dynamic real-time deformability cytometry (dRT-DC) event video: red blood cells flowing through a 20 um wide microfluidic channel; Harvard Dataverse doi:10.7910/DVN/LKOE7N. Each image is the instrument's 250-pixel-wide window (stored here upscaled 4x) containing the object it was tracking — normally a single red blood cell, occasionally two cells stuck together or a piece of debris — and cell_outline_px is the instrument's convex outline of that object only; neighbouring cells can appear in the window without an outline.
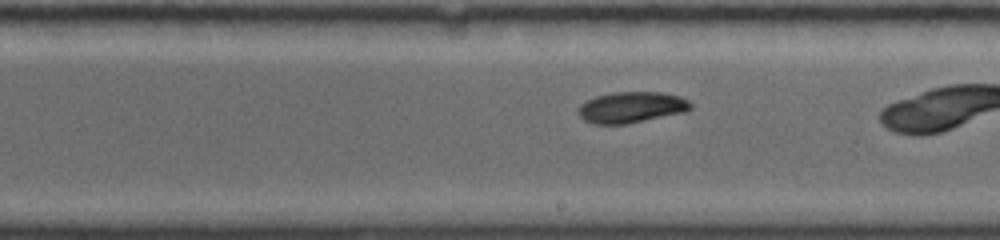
{"species": "common noctule bat (a hibernating species)", "species_latin": "Nyctalus noctula", "temperature_condition": "room temperature", "stored_images_in_passage": 29, "camera_frame_rate_fps": 4000, "um_per_image_px": 0.085, "animal": {"sex": "female", "body_mass_g": 19.0, "forearm_length_mm": 56.7}, "frame": {"image": 1, "passage_image": 13, "time_ms": 4.75, "image_size_px": [1000, 240], "cell_outline_px": [[692, 108], [688, 112], [628, 124], [592, 124], [584, 120], [576, 112], [576, 108], [580, 104], [596, 96], [612, 92], [664, 92], [680, 96], [688, 100], [692, 104]], "centroid_in_image_um": [53.69, 9.13], "position_along_channel_um": 235.3, "area_um2": 20.81}}
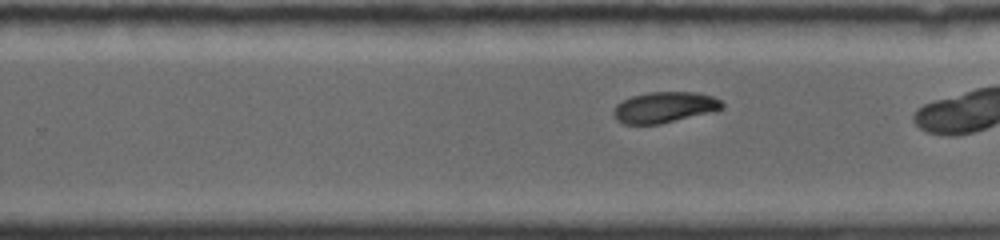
{"frame": {"image": 2, "passage_image": 17, "time_ms": 5.75, "image_size_px": [1000, 240], "cell_outline_px": [[724, 108], [716, 112], [660, 124], [624, 124], [616, 120], [612, 112], [616, 104], [632, 96], [648, 92], [696, 92], [712, 96], [720, 100], [724, 104]], "centroid_in_image_um": [56.51, 9.13], "position_along_channel_um": 273.3, "area_um2": 19.83}}
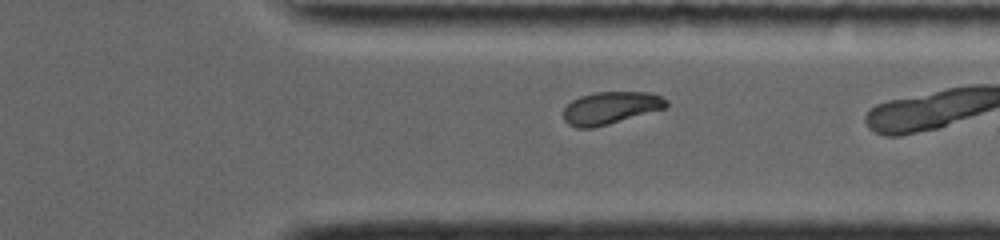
{"frame": {"image": 3, "passage_image": 25, "time_ms": 8.0, "image_size_px": [1000, 240], "cell_outline_px": [[668, 104], [664, 108], [608, 124], [592, 128], [576, 128], [568, 124], [564, 120], [564, 108], [572, 100], [580, 96], [596, 92], [648, 92], [660, 96], [668, 100]], "centroid_in_image_um": [51.87, 9.17], "position_along_channel_um": 359.5, "area_um2": 19.25}}